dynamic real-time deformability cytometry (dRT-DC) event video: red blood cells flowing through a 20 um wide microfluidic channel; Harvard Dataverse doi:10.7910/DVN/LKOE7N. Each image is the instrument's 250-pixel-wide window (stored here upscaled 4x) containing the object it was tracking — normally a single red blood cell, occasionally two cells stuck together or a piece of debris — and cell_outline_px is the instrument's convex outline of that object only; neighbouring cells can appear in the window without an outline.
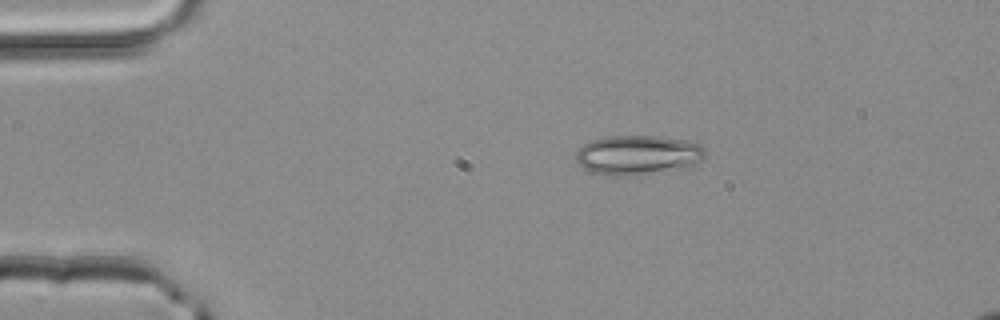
{"species": "common noctule bat (a hibernating species)", "species_latin": "Nyctalus noctula", "temperature_condition": "room temperature", "stored_images_in_passage": 2, "camera_frame_rate_fps": 3000, "um_per_image_px": 0.085, "animal": {"sex": "male", "body_mass_g": 20.4}, "frame": {"image": 1, "passage_image": 1, "time_ms": 0.0, "image_size_px": [1000, 320], "cell_outline_px": [[704, 156], [692, 168], [632, 176], [604, 176], [592, 172], [584, 168], [576, 160], [576, 152], [584, 144], [592, 140], [608, 136], [660, 136], [688, 140], [700, 144], [704, 148]], "centroid_in_image_um": [54.26, 13.19], "position_along_channel_um": 30.7, "area_um2": 30.35}}